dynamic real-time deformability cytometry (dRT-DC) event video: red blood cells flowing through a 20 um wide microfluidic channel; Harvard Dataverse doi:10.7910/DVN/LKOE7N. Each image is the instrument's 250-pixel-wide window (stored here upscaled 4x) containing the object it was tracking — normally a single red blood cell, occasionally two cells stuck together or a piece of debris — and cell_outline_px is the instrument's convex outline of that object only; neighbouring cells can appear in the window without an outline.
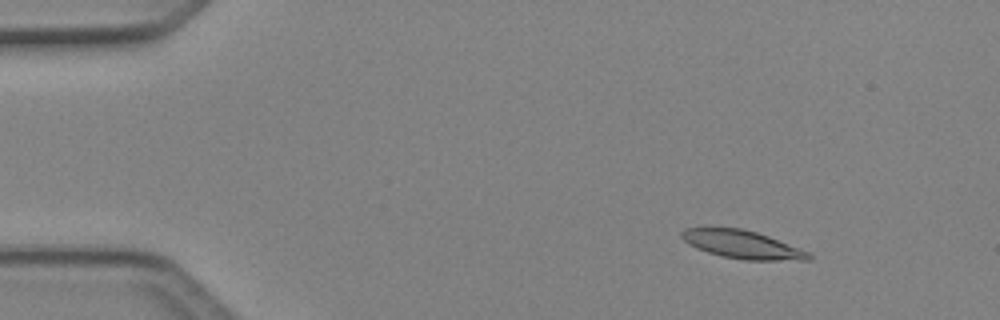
{"species": "Egyptian fruit bat (a non-hibernating species)", "species_latin": "Rousettus aegyptiacus", "temperature_condition": "cold", "stored_images_in_passage": 4, "camera_frame_rate_fps": 3000, "um_per_image_px": 0.085, "animal": {"sex": "female"}, "frame": {"image": 1, "passage_image": 2, "time_ms": 0.333, "image_size_px": [1000, 320], "cell_outline_px": [[812, 260], [744, 260], [720, 256], [696, 248], [688, 244], [680, 236], [680, 232], [684, 228], [740, 228], [756, 232], [768, 236], [808, 252], [812, 256]], "centroid_in_image_um": [63.05, 20.79], "position_along_channel_um": 21.9, "area_um2": 20.63}}